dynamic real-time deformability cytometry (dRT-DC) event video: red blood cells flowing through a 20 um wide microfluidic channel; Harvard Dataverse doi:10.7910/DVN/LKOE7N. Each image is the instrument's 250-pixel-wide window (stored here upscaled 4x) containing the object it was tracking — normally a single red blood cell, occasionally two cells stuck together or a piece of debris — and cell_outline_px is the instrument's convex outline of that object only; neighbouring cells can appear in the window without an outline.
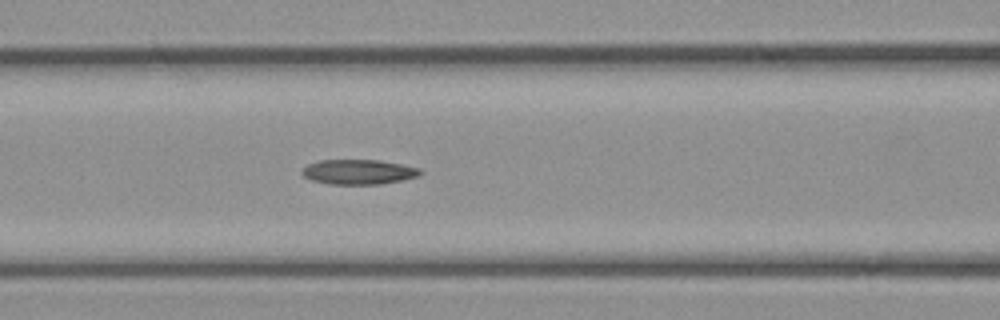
{"species": "common noctule bat (a hibernating species)", "species_latin": "Nyctalus noctula", "temperature_condition": "cold", "stored_images_in_passage": 43, "camera_frame_rate_fps": 3000, "um_per_image_px": 0.085, "animal": {"sex": "female", "body_mass_g": 21.9}, "frame": {"image": 1, "passage_image": 12, "time_ms": 3.667, "image_size_px": [1000, 320], "cell_outline_px": [[424, 172], [420, 176], [404, 180], [380, 184], [328, 184], [312, 180], [304, 176], [300, 172], [308, 164], [320, 160], [380, 160], [420, 168]], "centroid_in_image_um": [30.52, 14.61], "position_along_channel_um": 136.1, "area_um2": 17.22}}
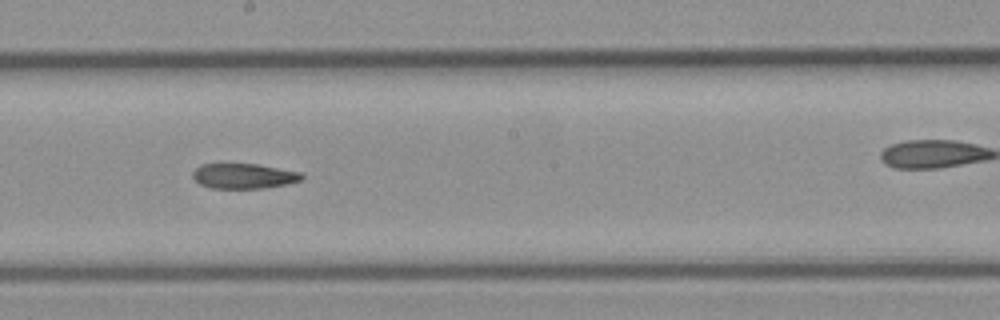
{"frame": {"image": 2, "passage_image": 19, "time_ms": 6.0, "image_size_px": [1000, 320], "cell_outline_px": [[304, 176], [300, 180], [288, 184], [264, 188], [212, 188], [200, 184], [192, 176], [192, 172], [200, 164], [256, 164], [304, 172]], "centroid_in_image_um": [20.75, 14.96], "position_along_channel_um": 227.5, "area_um2": 16.01}}
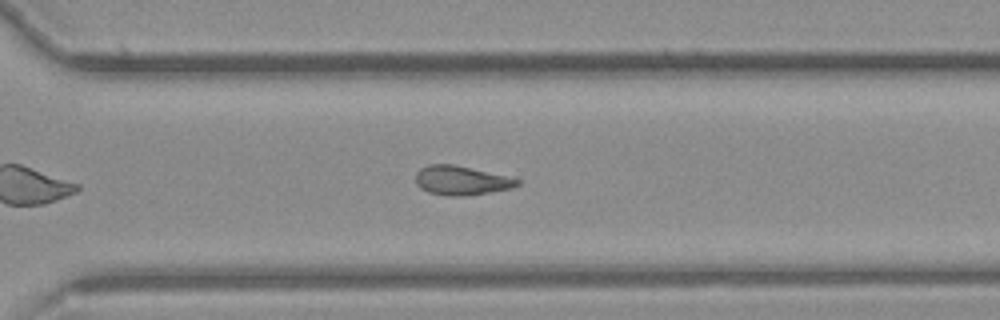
{"frame": {"image": 3, "passage_image": 27, "time_ms": 8.667, "image_size_px": [1000, 320], "cell_outline_px": [[520, 184], [512, 188], [492, 192], [464, 196], [448, 196], [428, 192], [420, 188], [416, 184], [416, 172], [420, 168], [428, 164], [452, 164], [504, 176], [520, 180]], "centroid_in_image_um": [39.16, 15.35], "position_along_channel_um": 331.4, "area_um2": 17.11}}